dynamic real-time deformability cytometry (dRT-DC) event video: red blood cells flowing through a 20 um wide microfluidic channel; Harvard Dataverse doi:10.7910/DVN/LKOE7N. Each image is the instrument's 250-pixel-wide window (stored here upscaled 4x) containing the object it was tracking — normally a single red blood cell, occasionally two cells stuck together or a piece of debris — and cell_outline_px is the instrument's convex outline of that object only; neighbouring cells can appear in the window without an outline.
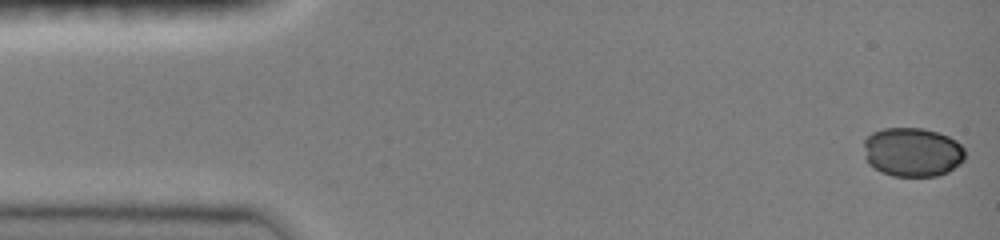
{"species": "common noctule bat (a hibernating species)", "species_latin": "Nyctalus noctula", "temperature_condition": "room temperature", "stored_images_in_passage": 44, "camera_frame_rate_fps": 3000, "um_per_image_px": 0.085, "animal": {"sex": "female", "body_mass_g": 19.0, "forearm_length_mm": 51.5}, "frame": {"image": 1, "passage_image": 1, "time_ms": 0.0, "image_size_px": [1000, 240], "cell_outline_px": [[964, 160], [960, 164], [948, 172], [936, 176], [892, 176], [880, 172], [868, 164], [864, 144], [864, 140], [872, 132], [884, 128], [924, 128], [948, 136], [956, 140], [964, 148]], "centroid_in_image_um": [77.56, 12.93], "position_along_channel_um": 7.4, "area_um2": 29.07}}
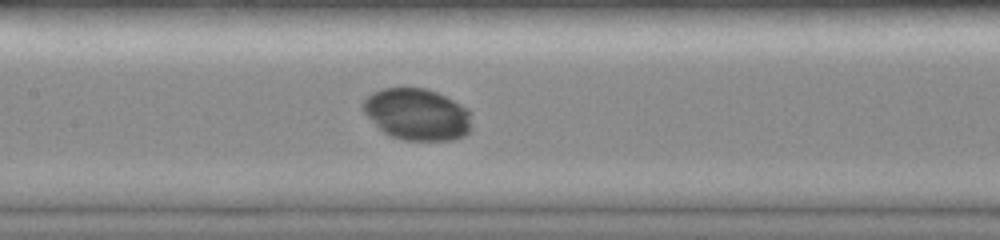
{"frame": {"image": 2, "passage_image": 22, "time_ms": 7.0, "image_size_px": [1000, 240], "cell_outline_px": [[472, 128], [464, 136], [452, 140], [404, 140], [388, 136], [360, 108], [364, 100], [372, 92], [384, 88], [424, 88], [436, 92], [468, 108], [472, 112]], "centroid_in_image_um": [35.48, 9.73], "position_along_channel_um": 171.9, "area_um2": 32.89}}
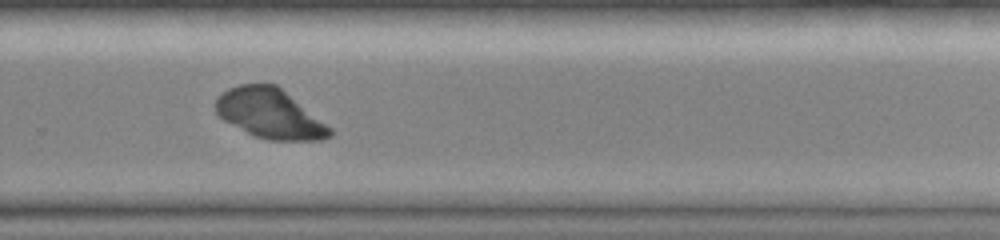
{"frame": {"image": 3, "passage_image": 32, "time_ms": 10.333, "image_size_px": [1000, 240], "cell_outline_px": [[332, 136], [320, 140], [268, 140], [252, 136], [224, 120], [216, 112], [216, 96], [228, 88], [240, 84], [276, 84], [332, 128]], "centroid_in_image_um": [22.93, 9.66], "position_along_channel_um": 306.9, "area_um2": 32.95}}